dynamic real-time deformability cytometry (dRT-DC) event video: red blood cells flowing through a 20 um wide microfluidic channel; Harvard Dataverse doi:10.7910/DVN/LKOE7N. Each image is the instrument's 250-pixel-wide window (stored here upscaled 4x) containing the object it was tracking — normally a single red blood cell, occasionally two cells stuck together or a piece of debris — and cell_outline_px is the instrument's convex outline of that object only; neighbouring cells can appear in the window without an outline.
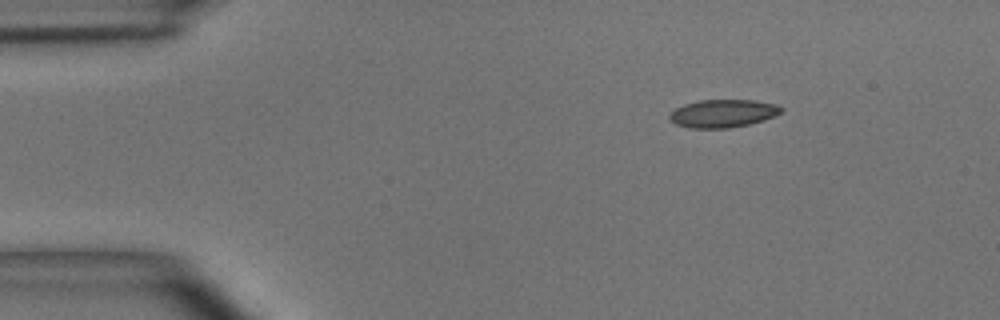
{"species": "common noctule bat (a hibernating species)", "species_latin": "Nyctalus noctula", "temperature_condition": "room temperature", "stored_images_in_passage": 44, "camera_frame_rate_fps": 3000, "um_per_image_px": 0.085, "animal": {"sex": "male", "body_mass_g": 15.6}, "frame": {"image": 1, "passage_image": 1, "time_ms": 0.0, "image_size_px": [1000, 320], "cell_outline_px": [[784, 112], [764, 120], [748, 124], [728, 128], [692, 128], [676, 124], [668, 120], [668, 116], [676, 108], [684, 104], [700, 100], [756, 100], [776, 104], [784, 108]], "centroid_in_image_um": [61.47, 9.63], "position_along_channel_um": 23.5, "area_um2": 18.26}}
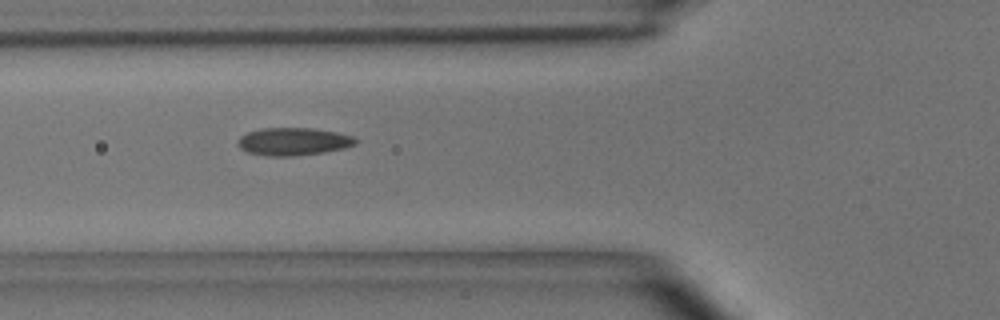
{"frame": {"image": 2, "passage_image": 12, "time_ms": 3.667, "image_size_px": [1000, 320], "cell_outline_px": [[356, 144], [344, 148], [324, 152], [288, 156], [268, 156], [248, 152], [240, 148], [236, 144], [236, 140], [240, 136], [248, 132], [260, 128], [312, 128], [336, 132], [352, 136], [356, 140]], "centroid_in_image_um": [24.88, 12.02], "position_along_channel_um": 100.9, "area_um2": 18.96}}
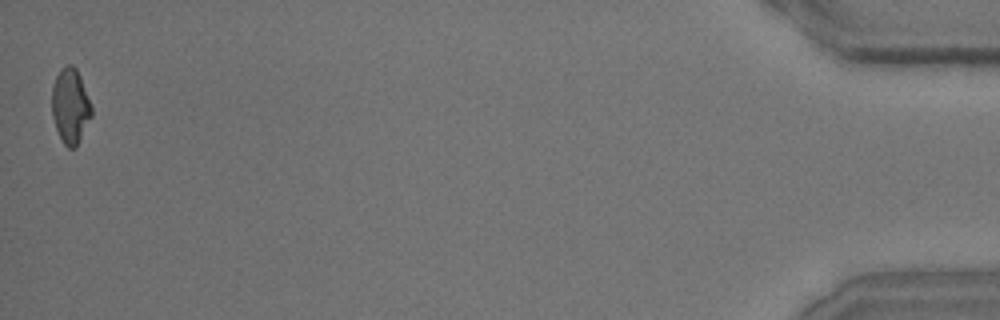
{"frame": {"image": 3, "passage_image": 44, "time_ms": 14.333, "image_size_px": [1000, 320], "cell_outline_px": [[92, 116], [76, 148], [68, 148], [64, 144], [56, 128], [52, 116], [52, 88], [56, 76], [60, 68], [68, 64], [72, 64], [76, 68], [80, 76], [92, 108]], "centroid_in_image_um": [5.98, 9.01], "position_along_channel_um": 429.2, "area_um2": 17.34}, "authors_computed_cell_mechanics": {"area_um2": 17.8891, "velocity_mm_per_s": 3.943, "shape_relaxation_time_tau1_ms": 4.7677, "shape_relaxation_time_tau2_ms": 1.8759, "deformation_change_tau1": 0.1443, "deformation_change_tau2": 0.0895}}